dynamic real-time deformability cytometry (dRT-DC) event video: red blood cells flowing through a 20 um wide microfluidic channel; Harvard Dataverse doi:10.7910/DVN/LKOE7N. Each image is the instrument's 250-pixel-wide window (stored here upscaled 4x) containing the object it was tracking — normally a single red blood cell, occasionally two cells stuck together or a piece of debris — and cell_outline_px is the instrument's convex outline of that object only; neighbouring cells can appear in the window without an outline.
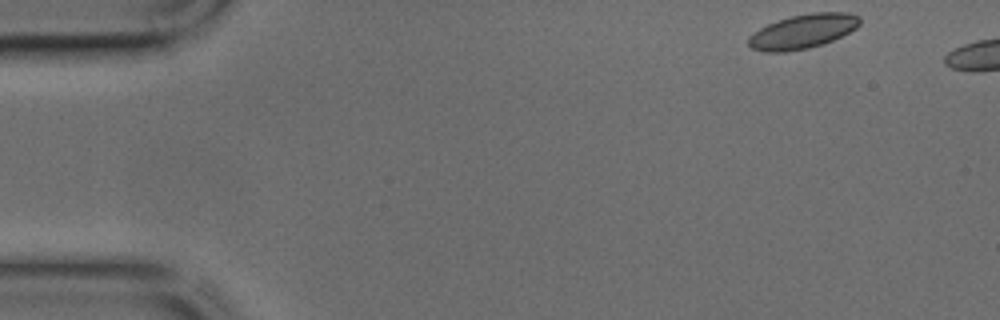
{"species": "common noctule bat (a hibernating species)", "species_latin": "Nyctalus noctula", "temperature_condition": "cold", "stored_images_in_passage": 4, "camera_frame_rate_fps": 3000, "um_per_image_px": 0.085, "animal": {"sex": "male", "body_mass_g": 17.9, "forearm_length_mm": 54.2}, "frame": {"image": 1, "passage_image": 1, "time_ms": 0.0, "image_size_px": [1000, 320], "cell_outline_px": [[860, 24], [856, 28], [832, 40], [808, 48], [784, 52], [764, 52], [752, 48], [748, 44], [748, 36], [760, 28], [776, 20], [792, 16], [812, 12], [848, 12], [860, 16]], "centroid_in_image_um": [68.23, 2.66], "position_along_channel_um": 16.8, "area_um2": 22.14}}